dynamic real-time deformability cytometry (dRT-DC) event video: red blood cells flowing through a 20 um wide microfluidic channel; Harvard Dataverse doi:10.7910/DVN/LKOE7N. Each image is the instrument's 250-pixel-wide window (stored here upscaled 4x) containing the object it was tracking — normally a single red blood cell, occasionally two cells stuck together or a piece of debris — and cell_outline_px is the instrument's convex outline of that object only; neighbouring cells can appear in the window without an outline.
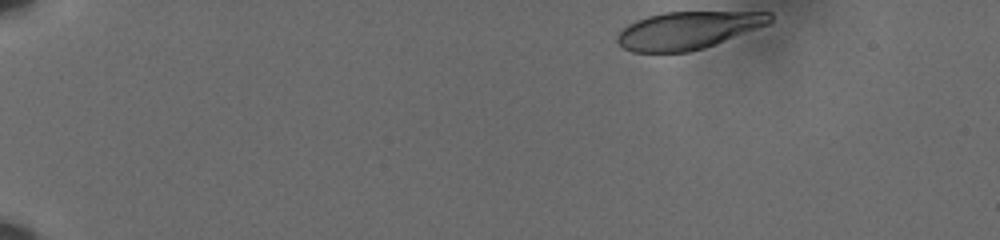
{"species": "human", "species_latin": "Homo sapiens", "temperature_condition": "cold", "stored_images_in_passage": 46, "camera_frame_rate_fps": 3000, "um_per_image_px": 0.085, "donor": {"sex": "male"}, "frame": {"image": 1, "passage_image": 1, "time_ms": 0.0, "image_size_px": [1000, 240], "cell_outline_px": [[772, 24], [716, 44], [704, 48], [688, 52], [632, 52], [624, 48], [616, 40], [616, 36], [628, 24], [636, 20], [648, 16], [664, 12], [772, 12]], "centroid_in_image_um": [58.53, 2.57], "position_along_channel_um": 26.5, "area_um2": 33.58}}
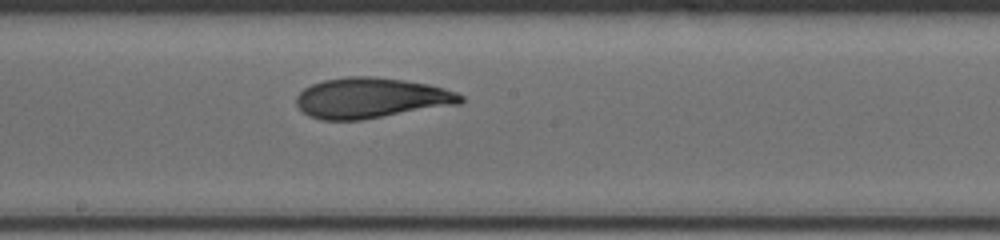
{"frame": {"image": 2, "passage_image": 27, "time_ms": 8.667, "image_size_px": [1000, 240], "cell_outline_px": [[464, 100], [460, 104], [360, 120], [320, 120], [308, 116], [296, 104], [296, 96], [304, 88], [312, 84], [324, 80], [348, 76], [372, 76], [404, 80], [428, 84], [444, 88], [456, 92], [464, 96]], "centroid_in_image_um": [31.54, 8.33], "position_along_channel_um": 216.7, "area_um2": 38.78}}
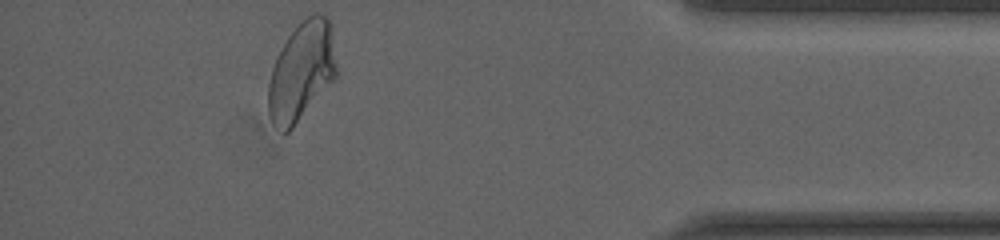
{"frame": {"image": 3, "passage_image": 46, "time_ms": 15.0, "image_size_px": [1000, 240], "cell_outline_px": [[336, 76], [292, 128], [288, 132], [284, 132], [272, 124], [268, 112], [268, 84], [272, 68], [288, 36], [300, 20], [312, 12], [320, 12], [328, 16], [332, 24], [336, 64]], "centroid_in_image_um": [25.64, 6.0], "position_along_channel_um": 409.6, "area_um2": 39.13}, "authors_computed_cell_mechanics": {"area_um2": 38.3792, "velocity_mm_per_s": 3.5966, "shape_relaxation_time_tau1_ms": 7.4783, "shape_relaxation_time_tau2_ms": 1.8523, "deformation_change_tau1": 0.2043, "deformation_change_tau2": 0.0787}}